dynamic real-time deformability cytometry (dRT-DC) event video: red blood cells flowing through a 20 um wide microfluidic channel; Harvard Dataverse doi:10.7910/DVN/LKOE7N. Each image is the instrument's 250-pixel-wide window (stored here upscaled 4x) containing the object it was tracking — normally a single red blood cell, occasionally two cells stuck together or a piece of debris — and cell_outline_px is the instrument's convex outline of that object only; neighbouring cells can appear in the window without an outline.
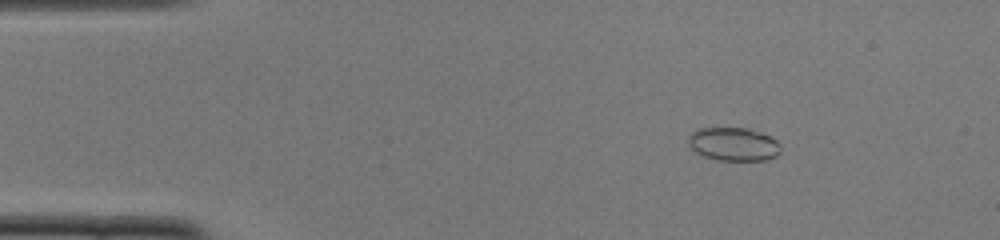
{"species": "common noctule bat (a hibernating species)", "species_latin": "Nyctalus noctula", "temperature_condition": "cold", "stored_images_in_passage": 46, "camera_frame_rate_fps": 3000, "um_per_image_px": 0.085, "animal": {"sex": "female", "body_mass_g": 22.0, "forearm_length_mm": 56.7}, "frame": {"image": 1, "passage_image": 2, "time_ms": 0.333, "image_size_px": [1000, 240], "cell_outline_px": [[780, 152], [776, 156], [768, 160], [716, 160], [704, 156], [696, 152], [688, 144], [688, 136], [696, 128], [748, 128], [760, 132], [776, 140], [780, 144]], "centroid_in_image_um": [62.34, 12.25], "position_along_channel_um": 22.7, "area_um2": 18.03}}
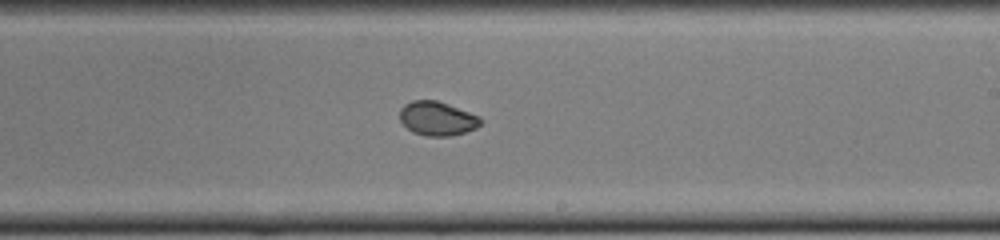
{"frame": {"image": 2, "passage_image": 25, "time_ms": 8.0, "image_size_px": [1000, 240], "cell_outline_px": [[480, 124], [476, 128], [464, 132], [448, 136], [424, 136], [412, 132], [400, 120], [400, 108], [404, 104], [412, 100], [436, 100], [448, 104], [480, 116]], "centroid_in_image_um": [37.14, 10.07], "position_along_channel_um": 251.9, "area_um2": 15.95}}
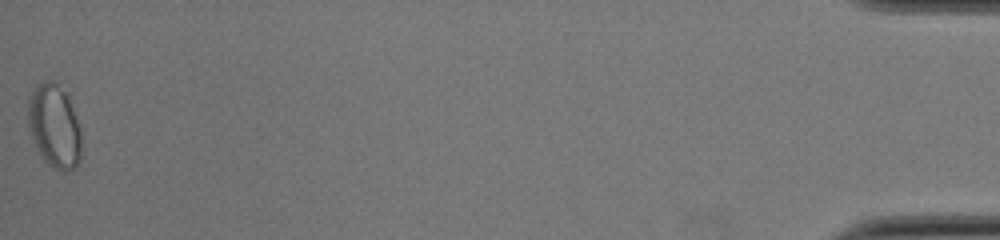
{"frame": {"image": 3, "passage_image": 46, "time_ms": 15.0, "image_size_px": [1000, 240], "cell_outline_px": [[80, 160], [76, 168], [64, 172], [56, 168], [44, 160], [36, 148], [28, 128], [28, 100], [32, 92], [44, 80], [56, 80], [68, 92], [80, 128]], "centroid_in_image_um": [4.63, 10.68], "position_along_channel_um": 430.6, "area_um2": 26.24}, "authors_computed_cell_mechanics": {"area_um2": 16.9643, "velocity_mm_per_s": 3.913, "shape_relaxation_time_tau1_ms": 3.9756, "shape_relaxation_time_tau2_ms": null, "deformation_change_tau1": 0.0734, "deformation_change_tau2": null}}